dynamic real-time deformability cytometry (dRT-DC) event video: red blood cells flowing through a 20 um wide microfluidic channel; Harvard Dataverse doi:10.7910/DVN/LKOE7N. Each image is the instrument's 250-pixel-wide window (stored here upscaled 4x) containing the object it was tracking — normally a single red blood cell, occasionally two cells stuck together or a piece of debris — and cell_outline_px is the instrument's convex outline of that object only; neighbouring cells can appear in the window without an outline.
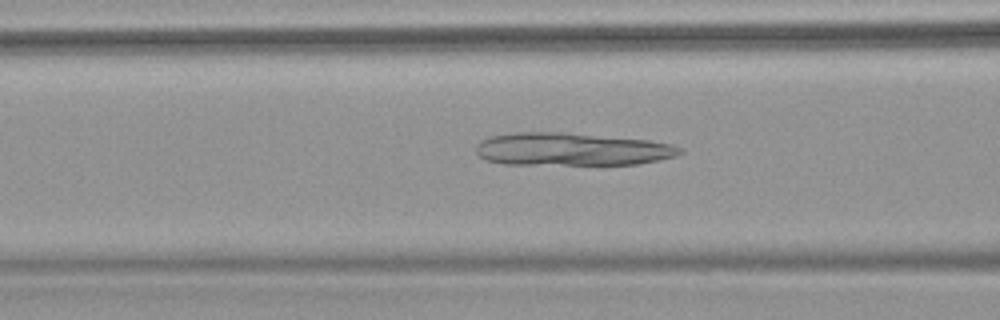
{"species": "common noctule bat (a hibernating species)", "species_latin": "Nyctalus noctula", "temperature_condition": "warm", "stored_images_in_passage": 41, "camera_frame_rate_fps": 3000, "um_per_image_px": 0.085, "animal": {"sex": "female", "body_mass_g": 18.4}, "frame": {"image": 1, "passage_image": 8, "time_ms": 2.333, "image_size_px": [1000, 320], "cell_outline_px": [[684, 152], [676, 156], [660, 160], [636, 164], [504, 164], [484, 160], [476, 152], [476, 144], [480, 140], [488, 136], [516, 132], [560, 132], [648, 140], [672, 144], [680, 148]], "centroid_in_image_um": [48.55, 12.68], "position_along_channel_um": 118.1, "area_um2": 39.07}}
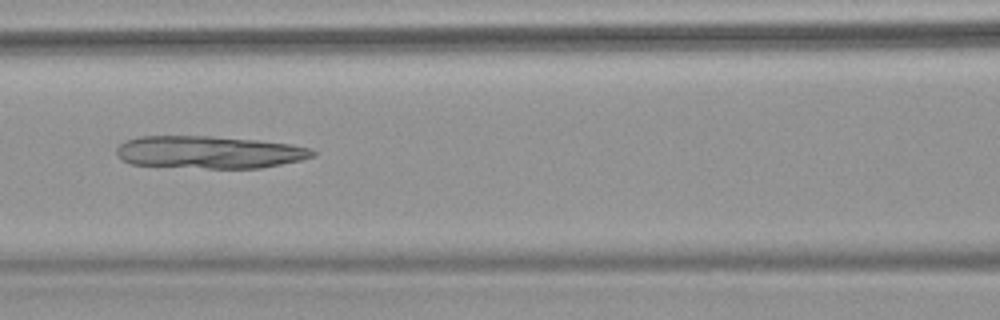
{"frame": {"image": 2, "passage_image": 11, "time_ms": 3.333, "image_size_px": [1000, 320], "cell_outline_px": [[316, 156], [300, 160], [260, 168], [208, 168], [132, 164], [124, 160], [116, 152], [116, 148], [124, 140], [140, 136], [208, 136], [256, 140], [292, 144], [312, 148], [316, 152]], "centroid_in_image_um": [17.82, 12.93], "position_along_channel_um": 148.8, "area_um2": 36.99}}
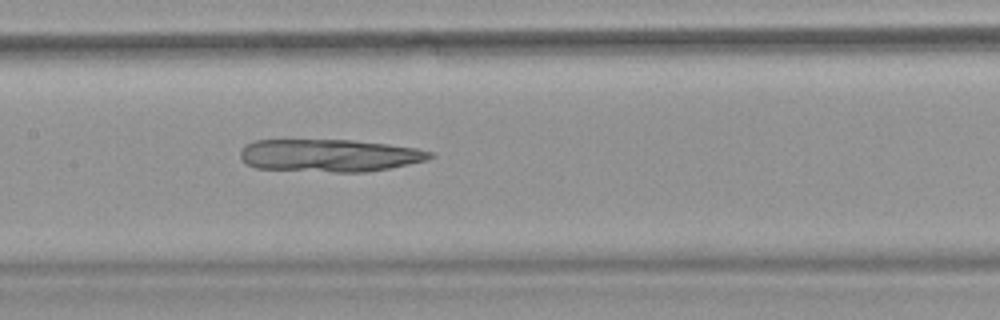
{"frame": {"image": 3, "passage_image": 14, "time_ms": 4.333, "image_size_px": [1000, 320], "cell_outline_px": [[436, 156], [428, 160], [368, 172], [332, 172], [256, 168], [248, 164], [240, 156], [240, 152], [244, 144], [256, 140], [352, 140], [388, 144], [416, 148], [432, 152]], "centroid_in_image_um": [28.02, 13.21], "position_along_channel_um": 179.4, "area_um2": 36.07}}